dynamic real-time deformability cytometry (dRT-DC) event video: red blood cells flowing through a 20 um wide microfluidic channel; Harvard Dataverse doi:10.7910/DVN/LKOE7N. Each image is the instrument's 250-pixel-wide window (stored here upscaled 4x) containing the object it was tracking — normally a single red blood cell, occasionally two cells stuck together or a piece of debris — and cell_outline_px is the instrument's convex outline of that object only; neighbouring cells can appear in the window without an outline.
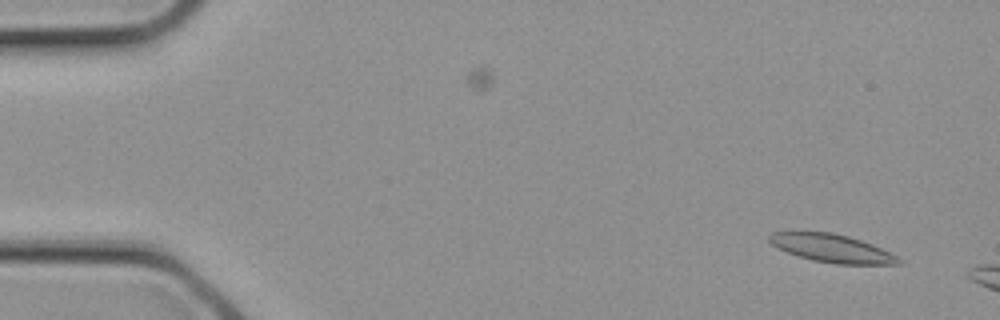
{"species": "common noctule bat (a hibernating species)", "species_latin": "Nyctalus noctula", "temperature_condition": "cold", "stored_images_in_passage": 3, "segment_of_instrument_passage": [2, 2], "camera_frame_rate_fps": 3000, "um_per_image_px": 0.085, "animal": {"sex": "female", "body_mass_g": 21.9}, "frame": {"image": 1, "passage_image": 3, "time_ms": 0.667, "image_size_px": [1000, 320], "cell_outline_px": [[904, 260], [900, 264], [836, 264], [812, 260], [788, 252], [772, 244], [768, 240], [768, 236], [772, 232], [832, 232], [848, 236], [872, 244]], "centroid_in_image_um": [70.72, 21.1], "position_along_channel_um": 14.3, "area_um2": 20.87}}